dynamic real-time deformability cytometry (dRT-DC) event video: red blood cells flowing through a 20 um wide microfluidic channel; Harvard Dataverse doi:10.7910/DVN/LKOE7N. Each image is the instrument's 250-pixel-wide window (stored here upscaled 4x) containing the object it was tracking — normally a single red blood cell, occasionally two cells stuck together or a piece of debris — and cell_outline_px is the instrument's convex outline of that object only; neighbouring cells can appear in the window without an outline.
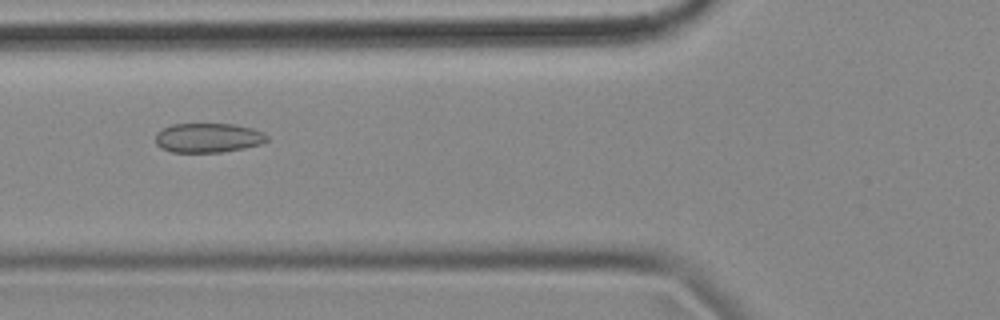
{"species": "common noctule bat (a hibernating species)", "species_latin": "Nyctalus noctula", "temperature_condition": "cold", "stored_images_in_passage": 35, "camera_frame_rate_fps": 3000, "um_per_image_px": 0.085, "animal": {"sex": "female", "body_mass_g": 18.4}, "frame": {"image": 1, "passage_image": 4, "time_ms": 1.0, "image_size_px": [1000, 320], "cell_outline_px": [[268, 140], [264, 144], [244, 148], [220, 152], [172, 152], [160, 148], [156, 144], [156, 132], [172, 124], [232, 124], [252, 128], [264, 132], [268, 136]], "centroid_in_image_um": [17.71, 11.72], "position_along_channel_um": 108.1, "area_um2": 19.25}}
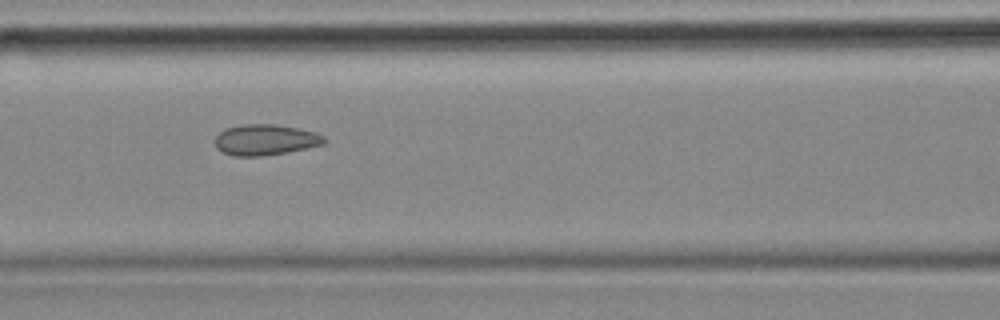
{"frame": {"image": 2, "passage_image": 7, "time_ms": 2.0, "image_size_px": [1000, 320], "cell_outline_px": [[324, 144], [308, 148], [260, 156], [232, 156], [216, 148], [216, 136], [224, 128], [244, 124], [276, 124], [316, 132], [324, 136]], "centroid_in_image_um": [22.54, 11.87], "position_along_channel_um": 144.1, "area_um2": 19.48}}
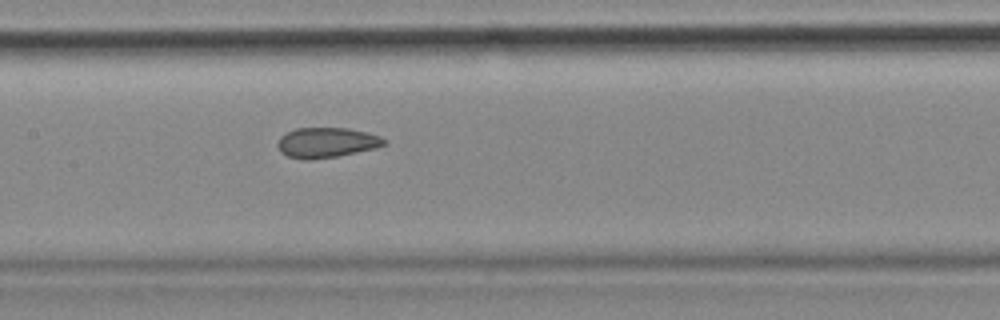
{"frame": {"image": 3, "passage_image": 10, "time_ms": 3.0, "image_size_px": [1000, 320], "cell_outline_px": [[388, 144], [376, 148], [336, 156], [312, 160], [304, 160], [288, 156], [280, 152], [276, 144], [280, 136], [296, 128], [348, 128], [380, 136], [388, 140]], "centroid_in_image_um": [27.76, 12.12], "position_along_channel_um": 179.6, "area_um2": 18.79}}